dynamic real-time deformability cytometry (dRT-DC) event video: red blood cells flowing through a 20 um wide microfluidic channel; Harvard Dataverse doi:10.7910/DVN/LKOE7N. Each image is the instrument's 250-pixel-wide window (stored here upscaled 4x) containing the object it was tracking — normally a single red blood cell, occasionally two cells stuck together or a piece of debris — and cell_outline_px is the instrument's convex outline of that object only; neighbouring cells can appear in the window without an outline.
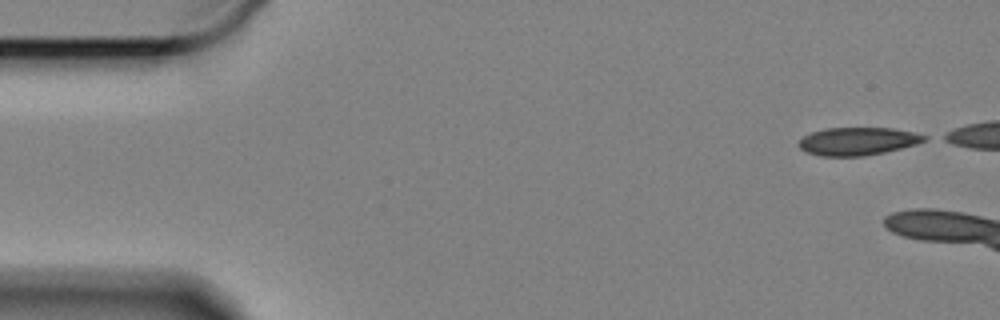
{"species": "Egyptian fruit bat (a non-hibernating species)", "species_latin": "Rousettus aegyptiacus", "temperature_condition": "cold", "stored_images_in_passage": 10, "camera_frame_rate_fps": 3000, "um_per_image_px": 0.085, "animal": {"sex": "female"}, "frame": {"image": 1, "passage_image": 1, "time_ms": 0.0, "image_size_px": [1000, 320], "cell_outline_px": [[928, 136], [924, 140], [916, 144], [884, 152], [864, 156], [820, 156], [808, 152], [800, 148], [796, 144], [804, 136], [812, 132], [828, 128], [892, 128], [912, 132]], "centroid_in_image_um": [72.88, 12.01], "position_along_channel_um": 12.1, "area_um2": 20.17}}